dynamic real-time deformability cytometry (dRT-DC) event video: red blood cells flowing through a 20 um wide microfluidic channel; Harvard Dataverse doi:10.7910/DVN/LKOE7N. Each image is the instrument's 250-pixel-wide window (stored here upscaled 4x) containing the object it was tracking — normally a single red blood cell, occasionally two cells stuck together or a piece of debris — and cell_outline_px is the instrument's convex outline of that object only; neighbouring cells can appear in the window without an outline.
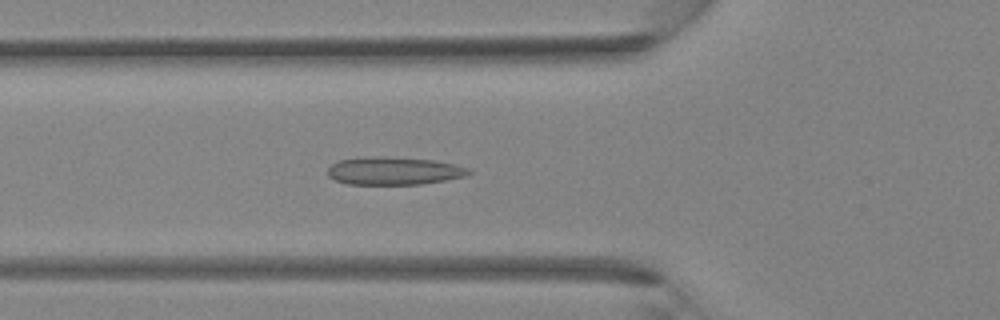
{"species": "Egyptian fruit bat (a non-hibernating species)", "species_latin": "Rousettus aegyptiacus", "temperature_condition": "room temperature", "stored_images_in_passage": 39, "camera_frame_rate_fps": 3000, "um_per_image_px": 0.085, "animal": {"sex": "female"}, "frame": {"image": 1, "passage_image": 14, "time_ms": 4.333, "image_size_px": [1000, 320], "cell_outline_px": [[472, 172], [464, 176], [424, 184], [348, 184], [336, 180], [328, 176], [328, 168], [332, 164], [340, 160], [368, 156], [380, 156], [432, 160], [472, 168]], "centroid_in_image_um": [33.48, 14.52], "position_along_channel_um": 92.3, "area_um2": 22.77}}
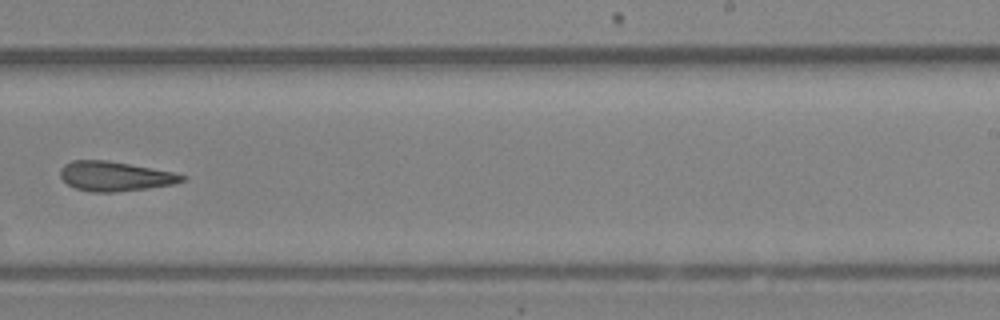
{"frame": {"image": 2, "passage_image": 25, "time_ms": 8.0, "image_size_px": [1000, 320], "cell_outline_px": [[188, 176], [184, 180], [176, 184], [116, 192], [92, 192], [76, 188], [68, 184], [60, 176], [60, 168], [64, 164], [72, 160], [108, 160], [172, 172]], "centroid_in_image_um": [9.76, 14.98], "position_along_channel_um": 279.2, "area_um2": 20.92}}
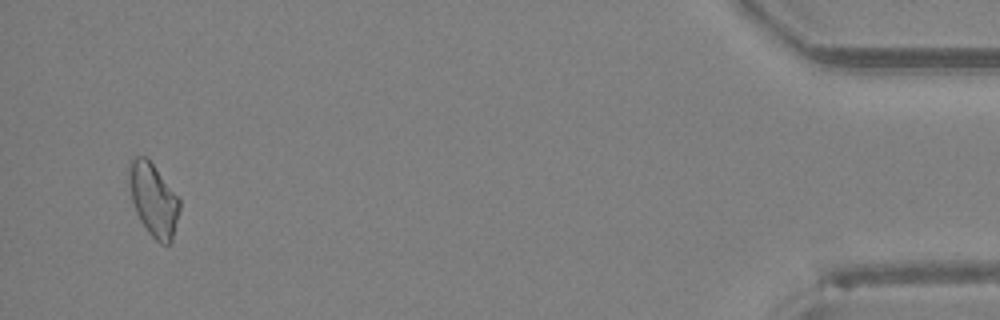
{"frame": {"image": 3, "passage_image": 38, "time_ms": 12.333, "image_size_px": [1000, 320], "cell_outline_px": [[180, 208], [172, 240], [168, 244], [160, 244], [148, 232], [140, 220], [136, 212], [128, 188], [128, 164], [136, 156], [144, 156], [152, 164], [180, 196]], "centroid_in_image_um": [13.04, 16.96], "position_along_channel_um": 422.2, "area_um2": 21.62}}